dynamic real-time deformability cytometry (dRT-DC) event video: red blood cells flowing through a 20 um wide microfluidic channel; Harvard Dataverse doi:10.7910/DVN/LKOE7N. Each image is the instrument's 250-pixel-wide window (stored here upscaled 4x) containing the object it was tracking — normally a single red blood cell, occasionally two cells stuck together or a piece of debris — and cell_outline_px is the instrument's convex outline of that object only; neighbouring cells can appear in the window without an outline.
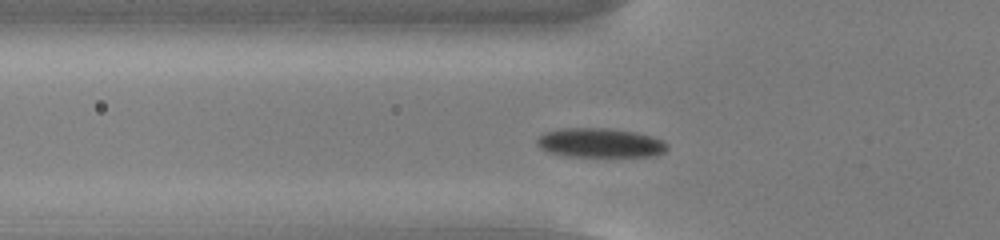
{"species": "common noctule bat (a hibernating species)", "species_latin": "Nyctalus noctula", "temperature_condition": "cold", "stored_images_in_passage": 47, "camera_frame_rate_fps": 3000, "um_per_image_px": 0.085, "animal": {"sex": "male", "body_mass_g": 13.0, "forearm_length_mm": 53.1}, "frame": {"image": 1, "passage_image": 11, "time_ms": 3.333, "image_size_px": [1000, 240], "cell_outline_px": [[668, 148], [664, 152], [656, 156], [568, 156], [548, 152], [540, 148], [536, 144], [536, 140], [544, 132], [560, 128], [608, 128], [636, 132], [652, 136], [664, 140], [668, 144]], "centroid_in_image_um": [51.02, 12.14], "position_along_channel_um": 74.8, "area_um2": 22.43}}
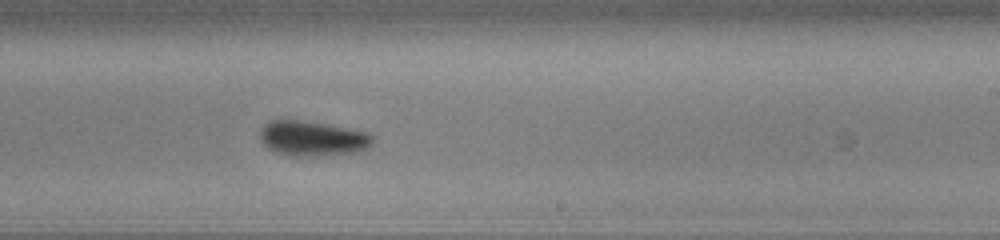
{"frame": {"image": 2, "passage_image": 26, "time_ms": 8.333, "image_size_px": [1000, 240], "cell_outline_px": [[372, 144], [368, 148], [352, 152], [312, 156], [292, 156], [276, 152], [268, 148], [260, 140], [260, 128], [268, 120], [300, 120], [324, 124], [368, 132], [372, 136]], "centroid_in_image_um": [26.5, 11.76], "position_along_channel_um": 262.5, "area_um2": 22.77}}
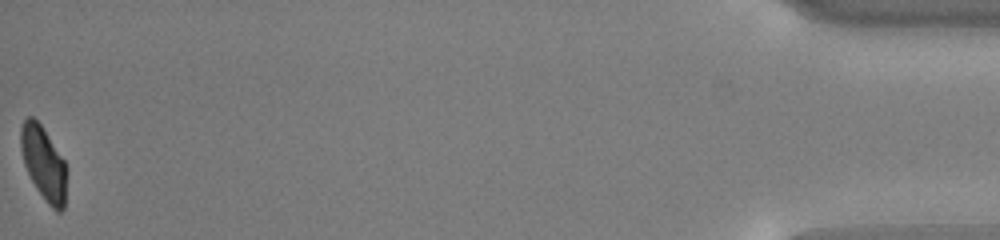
{"frame": {"image": 3, "passage_image": 47, "time_ms": 15.333, "image_size_px": [1000, 240], "cell_outline_px": [[68, 168], [64, 208], [60, 212], [56, 212], [48, 204], [36, 188], [24, 164], [20, 148], [20, 128], [24, 120], [28, 116], [32, 116], [40, 124], [64, 160]], "centroid_in_image_um": [3.72, 13.9], "position_along_channel_um": 431.5, "area_um2": 19.77}, "authors_computed_cell_mechanics": {"area_um2": 22.0218, "velocity_mm_per_s": 3.7652, "shape_relaxation_time_tau1_ms": 2.0523, "shape_relaxation_time_tau2_ms": null, "deformation_change_tau1": 0.1013, "deformation_change_tau2": null}}